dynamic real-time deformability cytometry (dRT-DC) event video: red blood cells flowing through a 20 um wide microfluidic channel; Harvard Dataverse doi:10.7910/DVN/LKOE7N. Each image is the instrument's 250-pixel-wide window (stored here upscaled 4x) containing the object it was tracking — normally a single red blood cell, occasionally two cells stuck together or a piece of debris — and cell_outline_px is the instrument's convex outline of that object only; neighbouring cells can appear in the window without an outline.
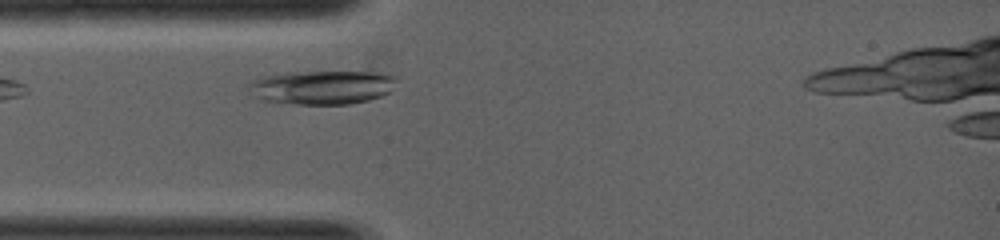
{"species": "common noctule bat (a hibernating species)", "species_latin": "Nyctalus noctula", "temperature_condition": "warm", "stored_images_in_passage": 2, "camera_frame_rate_fps": 5000, "um_per_image_px": 0.085, "animal": {"sex": "female", "body_mass_g": 19.0, "forearm_length_mm": 53.3}, "frame": {"image": 1, "passage_image": 2, "time_ms": 0.4, "image_size_px": [1000, 240], "cell_outline_px": [[396, 80], [388, 92], [384, 96], [368, 100], [348, 104], [292, 104], [260, 100], [256, 96], [248, 84], [252, 80], [260, 76], [288, 72], [372, 68], [396, 76]], "centroid_in_image_um": [27.48, 7.35], "position_along_channel_um": 57.5, "area_um2": 30.63}}